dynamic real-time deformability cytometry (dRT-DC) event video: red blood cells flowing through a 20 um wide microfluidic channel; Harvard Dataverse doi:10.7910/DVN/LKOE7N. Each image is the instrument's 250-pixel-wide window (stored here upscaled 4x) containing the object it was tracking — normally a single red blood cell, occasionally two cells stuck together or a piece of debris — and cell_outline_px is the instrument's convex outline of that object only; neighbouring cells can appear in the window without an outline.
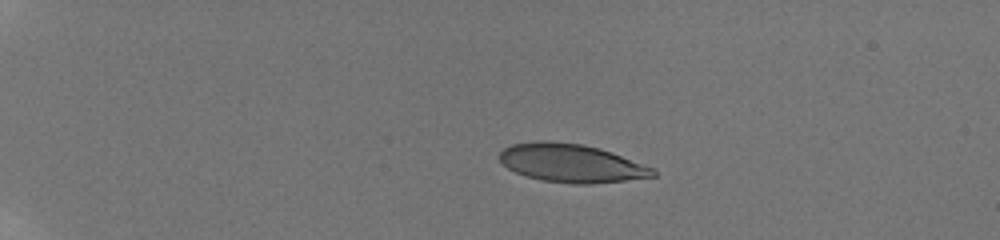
{"species": "human", "species_latin": "Homo sapiens", "temperature_condition": "room temperature", "stored_images_in_passage": 20, "camera_frame_rate_fps": 3000, "um_per_image_px": 0.085, "donor": {"sex": "male"}, "frame": {"image": 1, "passage_image": 1, "time_ms": 0.0, "image_size_px": [1000, 240], "cell_outline_px": [[656, 176], [592, 184], [576, 184], [540, 180], [524, 176], [508, 168], [500, 160], [500, 152], [504, 148], [512, 144], [536, 140], [548, 140], [580, 144], [600, 148], [656, 168]], "centroid_in_image_um": [48.57, 13.86], "position_along_channel_um": 36.4, "area_um2": 34.39}}